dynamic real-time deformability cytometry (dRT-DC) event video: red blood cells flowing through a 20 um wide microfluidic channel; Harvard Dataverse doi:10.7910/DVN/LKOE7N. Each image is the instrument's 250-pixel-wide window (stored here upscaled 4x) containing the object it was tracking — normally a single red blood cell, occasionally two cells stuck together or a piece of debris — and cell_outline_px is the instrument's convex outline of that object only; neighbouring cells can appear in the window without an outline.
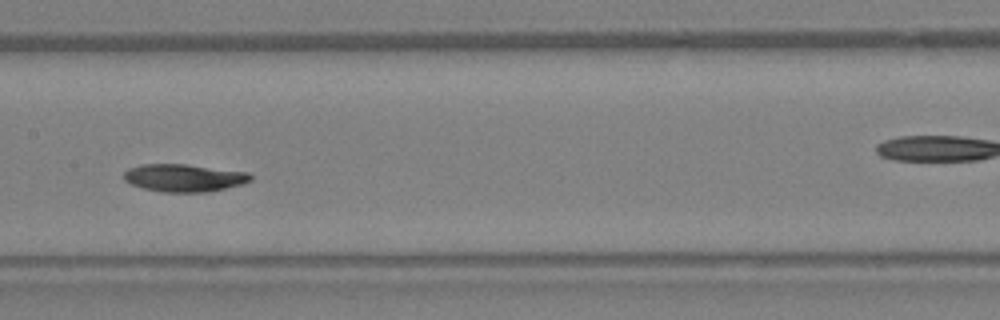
{"species": "Egyptian fruit bat (a non-hibernating species)", "species_latin": "Rousettus aegyptiacus", "temperature_condition": "warm", "stored_images_in_passage": 40, "camera_frame_rate_fps": 3000, "um_per_image_px": 0.085, "animal": {"sex": "female"}, "frame": {"image": 1, "passage_image": 18, "time_ms": 5.667, "image_size_px": [1000, 320], "cell_outline_px": [[252, 180], [244, 184], [208, 192], [164, 192], [144, 188], [132, 184], [124, 180], [124, 172], [128, 168], [140, 164], [184, 164], [248, 172], [252, 176]], "centroid_in_image_um": [15.66, 15.11], "position_along_channel_um": 191.7, "area_um2": 20.4}}
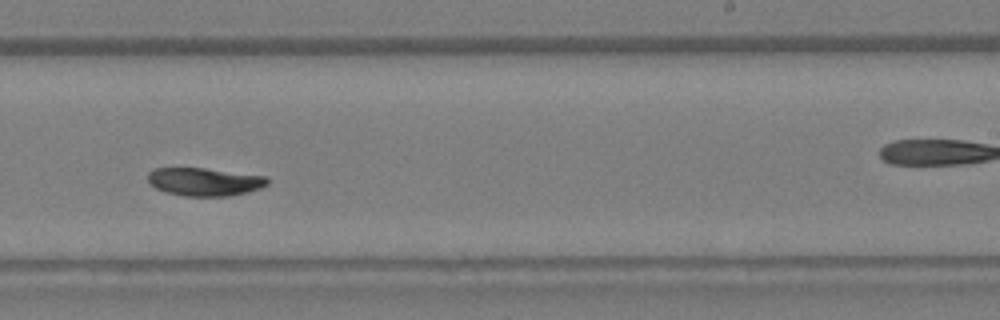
{"frame": {"image": 2, "passage_image": 23, "time_ms": 7.333, "image_size_px": [1000, 320], "cell_outline_px": [[268, 184], [260, 188], [248, 192], [228, 196], [184, 196], [168, 192], [156, 188], [148, 180], [148, 172], [152, 168], [204, 168], [268, 176]], "centroid_in_image_um": [17.41, 15.44], "position_along_channel_um": 271.6, "area_um2": 19.54}}
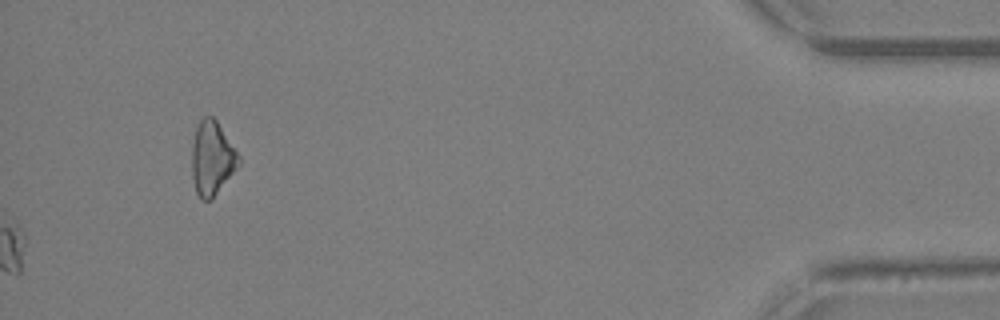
{"frame": {"image": 3, "passage_image": 40, "time_ms": 13.0, "image_size_px": [1000, 320], "cell_outline_px": [[240, 164], [212, 200], [200, 200], [196, 192], [192, 176], [192, 144], [196, 124], [204, 116], [212, 116], [216, 120], [240, 156]], "centroid_in_image_um": [18.01, 13.46], "position_along_channel_um": 417.2, "area_um2": 20.29}, "authors_computed_cell_mechanics": {"area_um2": 20.1722, "velocity_mm_per_s": 4.8098, "shape_relaxation_time_tau1_ms": 7.6994, "shape_relaxation_time_tau2_ms": null, "deformation_change_tau1": 0.1671, "deformation_change_tau2": null}}